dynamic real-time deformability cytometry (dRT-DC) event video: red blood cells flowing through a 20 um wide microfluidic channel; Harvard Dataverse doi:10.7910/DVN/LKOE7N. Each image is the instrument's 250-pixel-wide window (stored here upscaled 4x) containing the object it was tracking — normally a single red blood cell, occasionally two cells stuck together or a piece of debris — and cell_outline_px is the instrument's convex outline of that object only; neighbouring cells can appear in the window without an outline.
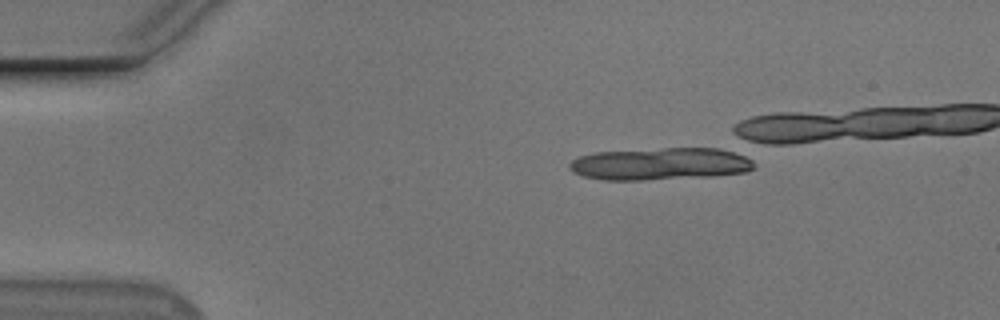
{"species": "Egyptian fruit bat (a non-hibernating species)", "species_latin": "Rousettus aegyptiacus", "temperature_condition": "cold", "stored_images_in_passage": 3, "camera_frame_rate_fps": 3000, "um_per_image_px": 0.085, "animal": {"sex": "male"}, "frame": {"image": 1, "passage_image": 1, "time_ms": 0.0, "image_size_px": [1000, 320], "cell_outline_px": [[756, 164], [748, 172], [716, 176], [644, 180], [604, 180], [584, 176], [572, 172], [568, 168], [568, 164], [572, 160], [580, 156], [596, 152], [664, 148], [720, 148], [744, 152]], "centroid_in_image_um": [56.21, 13.92], "position_along_channel_um": 28.8, "area_um2": 35.37}}